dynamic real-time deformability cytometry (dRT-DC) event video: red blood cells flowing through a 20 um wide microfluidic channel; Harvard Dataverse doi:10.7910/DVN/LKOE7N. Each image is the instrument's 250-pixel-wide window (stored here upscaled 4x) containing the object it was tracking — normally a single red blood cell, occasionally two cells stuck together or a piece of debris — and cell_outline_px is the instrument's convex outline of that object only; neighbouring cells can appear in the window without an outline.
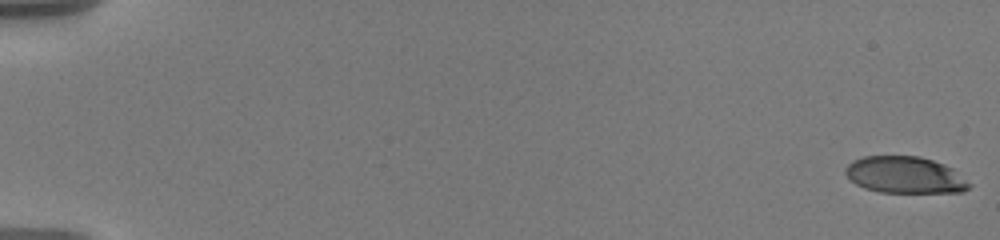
{"species": "human", "species_latin": "Homo sapiens", "temperature_condition": "warm", "stored_images_in_passage": 58, "camera_frame_rate_fps": 3000, "um_per_image_px": 0.085, "donor": {"sex": "male"}, "frame": {"image": 1, "passage_image": 1, "time_ms": 0.0, "image_size_px": [1000, 240], "cell_outline_px": [[972, 184], [964, 192], [880, 192], [864, 188], [856, 184], [844, 172], [844, 168], [852, 160], [864, 156], [920, 156], [944, 164], [952, 168]], "centroid_in_image_um": [76.91, 14.87], "position_along_channel_um": 8.1, "area_um2": 26.47}}
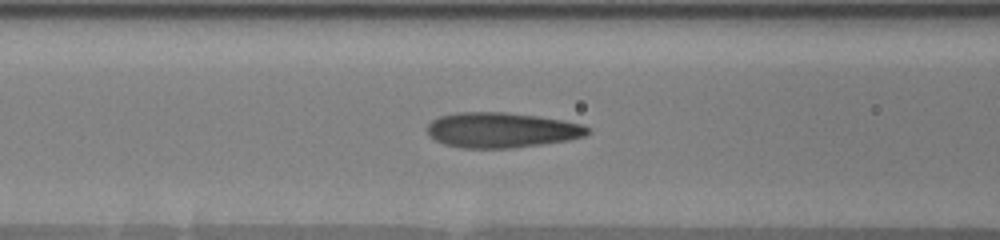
{"frame": {"image": 2, "passage_image": 26, "time_ms": 8.333, "image_size_px": [1000, 240], "cell_outline_px": [[592, 132], [584, 136], [568, 140], [512, 148], [460, 148], [444, 144], [428, 136], [428, 124], [432, 120], [440, 116], [456, 112], [504, 112], [536, 116], [584, 124], [592, 128]], "centroid_in_image_um": [42.64, 11.06], "position_along_channel_um": 124.0, "area_um2": 33.0}}
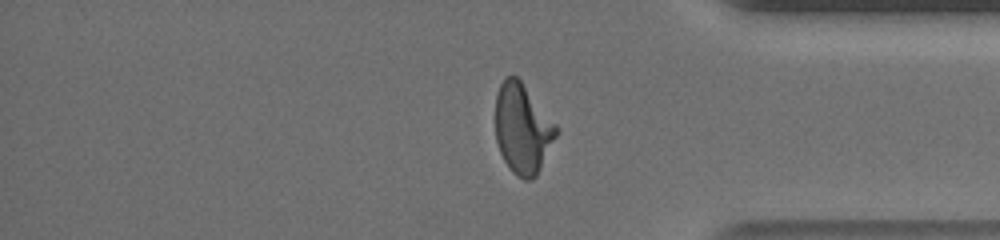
{"frame": {"image": 3, "passage_image": 49, "time_ms": 16.0, "image_size_px": [1000, 240], "cell_outline_px": [[560, 128], [536, 176], [532, 180], [524, 180], [516, 176], [512, 172], [504, 160], [500, 152], [496, 140], [496, 92], [504, 76], [516, 76], [520, 80]], "centroid_in_image_um": [44.41, 10.94], "position_along_channel_um": 390.8, "area_um2": 31.79}, "authors_computed_cell_mechanics": {"area_um2": 31.2409, "velocity_mm_per_s": 3.6113, "shape_relaxation_time_tau1_ms": 5.6437, "shape_relaxation_time_tau2_ms": 0.7872, "deformation_change_tau1": 0.2496, "deformation_change_tau2": 0.0894}}